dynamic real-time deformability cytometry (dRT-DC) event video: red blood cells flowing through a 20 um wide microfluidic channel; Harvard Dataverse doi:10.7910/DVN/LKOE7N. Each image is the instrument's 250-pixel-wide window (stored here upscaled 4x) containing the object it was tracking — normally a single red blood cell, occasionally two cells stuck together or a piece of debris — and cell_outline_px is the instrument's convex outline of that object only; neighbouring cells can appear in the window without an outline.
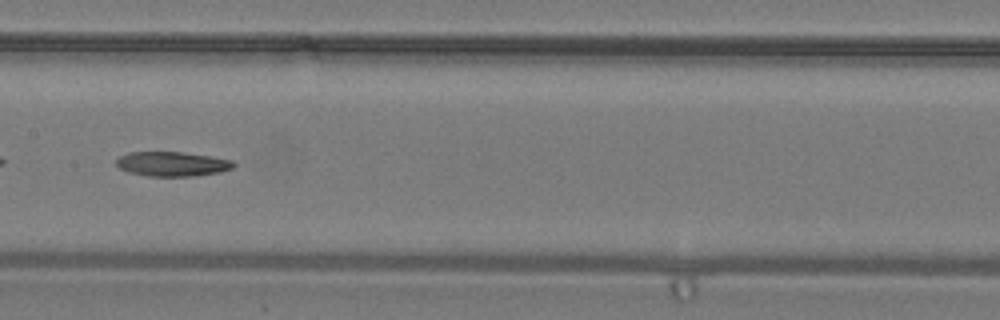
{"species": "common noctule bat (a hibernating species)", "species_latin": "Nyctalus noctula", "temperature_condition": "warm", "stored_images_in_passage": 27, "camera_frame_rate_fps": 3000, "um_per_image_px": 0.085, "animal": {"sex": "male", "body_mass_g": 19.2, "forearm_length_mm": 51.8}, "frame": {"image": 1, "passage_image": 8, "time_ms": 2.333, "image_size_px": [1000, 320], "cell_outline_px": [[236, 164], [232, 168], [220, 172], [196, 176], [148, 176], [128, 172], [120, 168], [116, 164], [116, 160], [120, 156], [128, 152], [180, 152], [208, 156], [232, 160]], "centroid_in_image_um": [14.63, 13.94], "position_along_channel_um": 192.8, "area_um2": 16.7}}
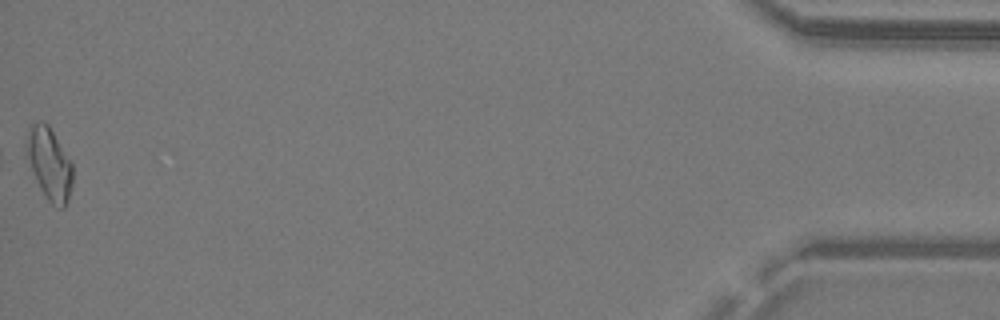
{"frame": {"image": 2, "passage_image": 27, "time_ms": 8.667, "image_size_px": [1000, 320], "cell_outline_px": [[72, 184], [68, 200], [64, 208], [60, 208], [52, 204], [48, 200], [40, 188], [36, 180], [28, 156], [28, 140], [32, 124], [48, 124], [72, 164]], "centroid_in_image_um": [4.25, 14.01], "position_along_channel_um": 430.9, "area_um2": 18.32}}